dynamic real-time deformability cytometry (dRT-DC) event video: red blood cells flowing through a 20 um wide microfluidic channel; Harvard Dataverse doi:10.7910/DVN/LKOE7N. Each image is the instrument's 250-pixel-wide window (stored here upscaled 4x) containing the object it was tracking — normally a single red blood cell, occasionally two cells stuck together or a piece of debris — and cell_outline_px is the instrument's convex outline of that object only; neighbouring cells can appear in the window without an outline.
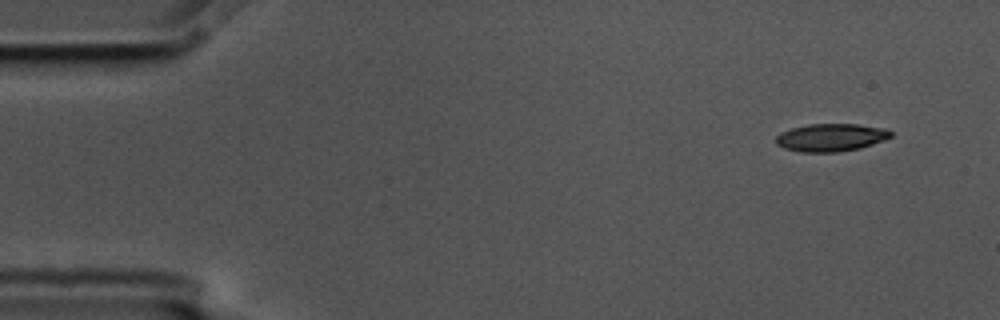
{"species": "common noctule bat (a hibernating species)", "species_latin": "Nyctalus noctula", "temperature_condition": "cold", "stored_images_in_passage": 8, "camera_frame_rate_fps": 3000, "um_per_image_px": 0.085, "animal": {"sex": "male", "body_mass_g": 17.5, "forearm_length_mm": 52.3}, "frame": {"image": 1, "passage_image": 1, "time_ms": 0.0, "image_size_px": [1000, 320], "cell_outline_px": [[892, 136], [884, 140], [860, 148], [836, 152], [800, 152], [784, 148], [776, 144], [776, 136], [780, 132], [792, 128], [808, 124], [856, 124], [888, 128], [892, 132]], "centroid_in_image_um": [70.63, 11.68], "position_along_channel_um": 14.4, "area_um2": 18.67}}
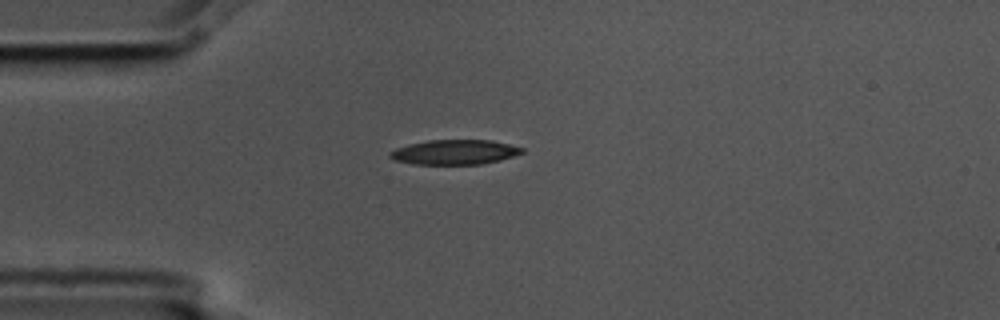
{"frame": {"image": 2, "passage_image": 3, "time_ms": 0.667, "image_size_px": [1000, 320], "cell_outline_px": [[524, 152], [500, 160], [480, 164], [412, 164], [396, 160], [388, 156], [388, 152], [396, 148], [408, 144], [428, 140], [492, 140], [524, 148]], "centroid_in_image_um": [38.62, 12.92], "position_along_channel_um": 46.4, "area_um2": 19.02}}